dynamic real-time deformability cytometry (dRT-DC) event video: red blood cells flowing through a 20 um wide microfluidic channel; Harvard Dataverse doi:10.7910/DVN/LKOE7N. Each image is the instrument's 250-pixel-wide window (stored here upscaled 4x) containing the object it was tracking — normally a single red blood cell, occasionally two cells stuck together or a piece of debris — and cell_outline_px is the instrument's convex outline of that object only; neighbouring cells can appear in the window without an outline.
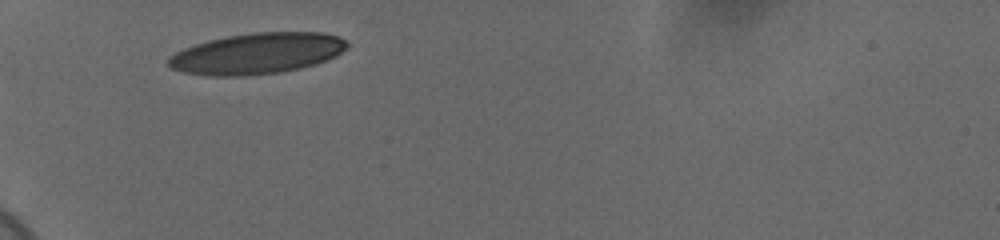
{"species": "human", "species_latin": "Homo sapiens", "temperature_condition": "cold", "stored_images_in_passage": 27, "camera_frame_rate_fps": 3000, "um_per_image_px": 0.085, "donor": {"sex": "female"}, "frame": {"image": 1, "passage_image": 1, "time_ms": 0.0, "image_size_px": [1000, 240], "cell_outline_px": [[348, 48], [336, 56], [300, 68], [280, 72], [244, 76], [212, 76], [184, 72], [172, 68], [168, 64], [168, 60], [176, 52], [184, 48], [208, 40], [228, 36], [252, 32], [324, 32], [340, 36], [348, 44]], "centroid_in_image_um": [21.88, 4.54], "position_along_channel_um": 63.1, "area_um2": 42.48}}
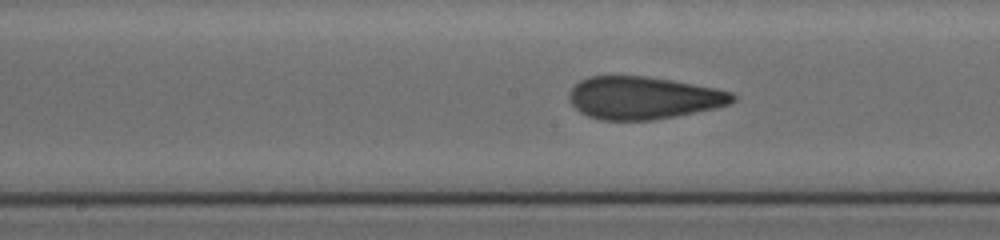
{"frame": {"image": 2, "passage_image": 9, "time_ms": 2.667, "image_size_px": [1000, 240], "cell_outline_px": [[736, 100], [732, 104], [716, 108], [676, 116], [652, 120], [600, 120], [588, 116], [580, 112], [568, 100], [568, 92], [580, 80], [588, 76], [648, 76], [672, 80], [716, 88], [732, 92], [736, 96]], "centroid_in_image_um": [54.7, 8.32], "position_along_channel_um": 193.5, "area_um2": 40.86}}
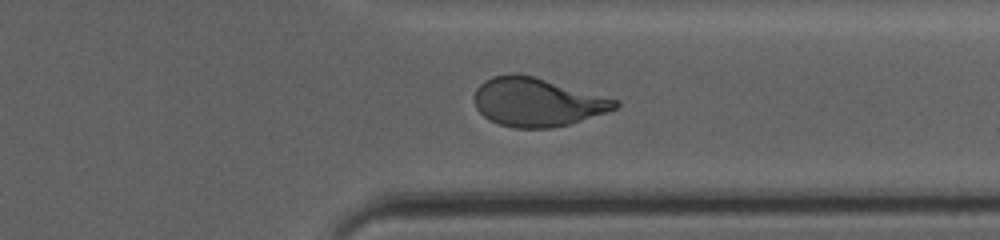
{"frame": {"image": 3, "passage_image": 23, "time_ms": 7.333, "image_size_px": [1000, 240], "cell_outline_px": [[620, 104], [616, 108], [568, 124], [548, 128], [516, 128], [500, 124], [484, 116], [476, 108], [476, 88], [484, 80], [492, 76], [512, 72], [532, 76], [620, 100]], "centroid_in_image_um": [45.64, 8.66], "position_along_channel_um": 365.8, "area_um2": 39.3}}